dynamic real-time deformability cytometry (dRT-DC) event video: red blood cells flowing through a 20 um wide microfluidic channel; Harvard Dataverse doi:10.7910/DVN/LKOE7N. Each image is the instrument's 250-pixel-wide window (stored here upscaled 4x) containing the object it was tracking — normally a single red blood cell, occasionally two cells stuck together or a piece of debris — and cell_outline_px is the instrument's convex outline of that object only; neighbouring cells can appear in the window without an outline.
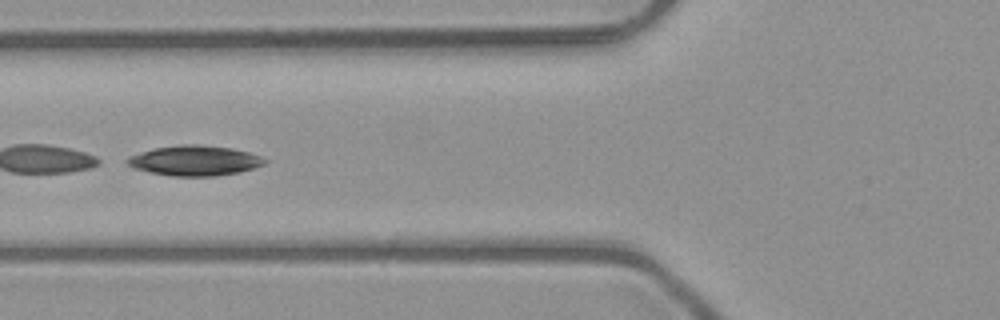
{"species": "common noctule bat (a hibernating species)", "species_latin": "Nyctalus noctula", "temperature_condition": "room temperature", "stored_images_in_passage": 6, "camera_frame_rate_fps": 3000, "um_per_image_px": 0.085, "animal": {"sex": "male", "body_mass_g": 23.1, "forearm_length_mm": 52.7}, "frame": {"image": 1, "passage_image": 5, "time_ms": 1.333, "image_size_px": [1000, 320], "cell_outline_px": [[268, 160], [264, 164], [240, 172], [216, 176], [172, 176], [132, 168], [124, 160], [128, 156], [152, 148], [180, 144], [200, 144], [232, 148], [248, 152], [260, 156]], "centroid_in_image_um": [16.52, 13.64], "position_along_channel_um": 109.3, "area_um2": 24.28}}
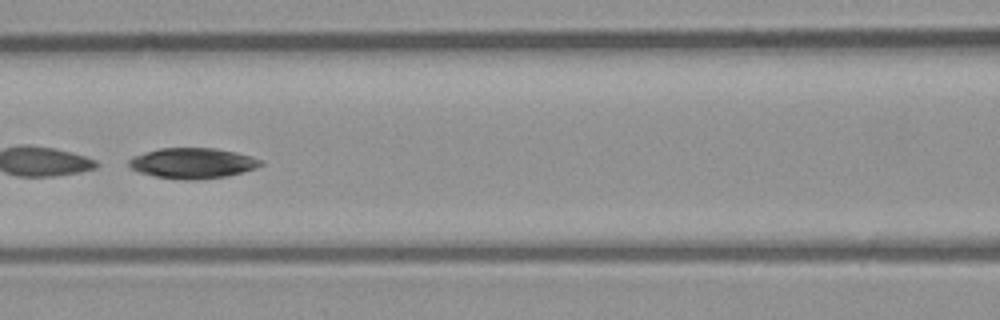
{"frame": {"image": 2, "passage_image": 6, "time_ms": 1.667, "image_size_px": [1000, 320], "cell_outline_px": [[264, 164], [256, 168], [224, 176], [188, 180], [156, 176], [140, 172], [132, 168], [128, 164], [128, 160], [132, 156], [144, 152], [160, 148], [216, 148], [236, 152], [252, 156], [264, 160]], "centroid_in_image_um": [16.39, 13.84], "position_along_channel_um": 150.2, "area_um2": 23.24}}